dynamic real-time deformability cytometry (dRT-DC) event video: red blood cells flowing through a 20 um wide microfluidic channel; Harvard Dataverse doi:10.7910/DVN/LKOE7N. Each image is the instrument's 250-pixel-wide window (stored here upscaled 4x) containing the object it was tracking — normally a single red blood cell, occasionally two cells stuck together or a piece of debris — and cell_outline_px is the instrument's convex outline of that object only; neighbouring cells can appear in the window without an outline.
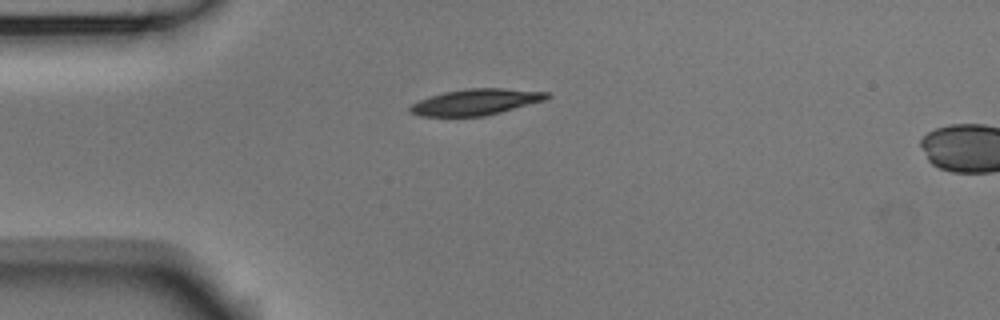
{"species": "Egyptian fruit bat (a non-hibernating species)", "species_latin": "Rousettus aegyptiacus", "temperature_condition": "room temperature", "stored_images_in_passage": 4, "camera_frame_rate_fps": 3000, "um_per_image_px": 0.085, "animal": {"sex": "male"}, "frame": {"image": 1, "passage_image": 1, "time_ms": 0.0, "image_size_px": [1000, 320], "cell_outline_px": [[552, 96], [544, 100], [500, 112], [484, 116], [420, 116], [408, 112], [408, 108], [412, 104], [428, 96], [444, 92], [464, 88], [504, 88], [548, 92]], "centroid_in_image_um": [40.41, 8.66], "position_along_channel_um": 44.6, "area_um2": 20.81}}